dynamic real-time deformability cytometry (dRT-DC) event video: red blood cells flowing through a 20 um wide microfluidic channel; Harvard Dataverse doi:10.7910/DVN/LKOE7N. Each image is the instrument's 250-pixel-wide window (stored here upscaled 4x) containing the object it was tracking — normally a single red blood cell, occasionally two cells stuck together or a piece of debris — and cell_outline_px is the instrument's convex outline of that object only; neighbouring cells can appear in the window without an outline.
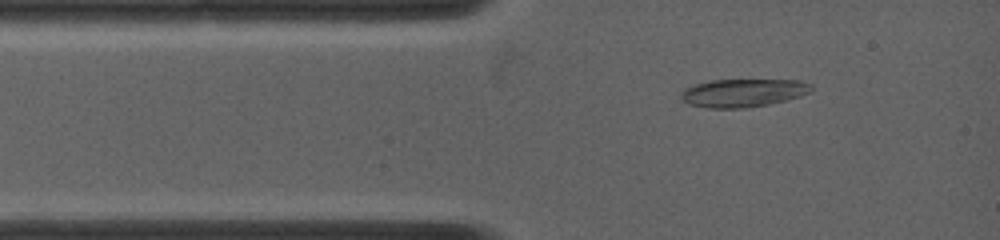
{"species": "common noctule bat (a hibernating species)", "species_latin": "Nyctalus noctula", "temperature_condition": "warm", "stored_images_in_passage": 70, "camera_frame_rate_fps": 5000, "um_per_image_px": 0.085, "animal": {"sex": "female", "body_mass_g": 19.0, "forearm_length_mm": 53.3}, "frame": {"image": 1, "passage_image": 2, "time_ms": 0.2, "image_size_px": [1000, 240], "cell_outline_px": [[812, 88], [808, 92], [800, 96], [768, 104], [744, 108], [708, 108], [688, 104], [680, 96], [688, 88], [696, 84], [708, 80], [796, 80], [808, 84]], "centroid_in_image_um": [63.13, 7.9], "position_along_channel_um": 21.9, "area_um2": 20.87}}
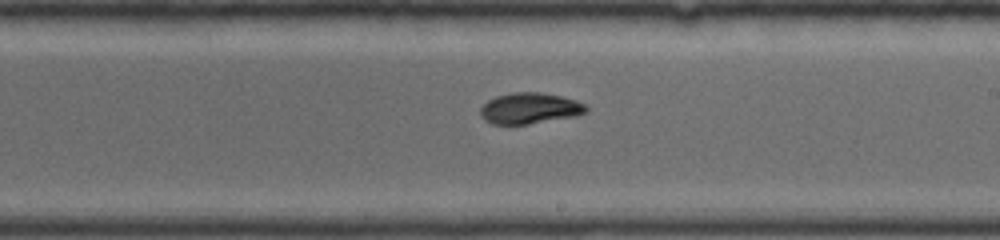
{"frame": {"image": 2, "passage_image": 32, "time_ms": 6.2, "image_size_px": [1000, 240], "cell_outline_px": [[588, 108], [584, 112], [576, 116], [528, 124], [492, 124], [484, 120], [480, 112], [480, 108], [488, 100], [496, 96], [512, 92], [540, 92], [560, 96], [576, 100], [584, 104]], "centroid_in_image_um": [45.0, 9.2], "position_along_channel_um": 244.0, "area_um2": 19.02}}
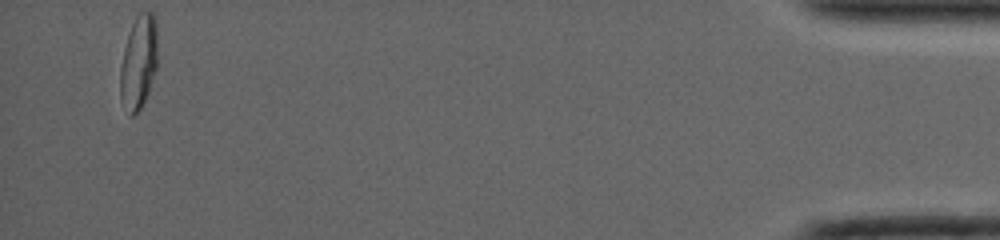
{"frame": {"image": 3, "passage_image": 70, "time_ms": 13.8, "image_size_px": [1000, 240], "cell_outline_px": [[156, 68], [148, 92], [140, 108], [132, 116], [120, 100], [120, 68], [124, 48], [132, 24], [136, 16], [140, 12], [152, 12], [156, 16]], "centroid_in_image_um": [11.77, 5.25], "position_along_channel_um": 423.4, "area_um2": 20.06}, "authors_computed_cell_mechanics": {"area_um2": 19.1029, "velocity_mm_per_s": 3.9693, "shape_relaxation_time_tau1_ms": 5.7166, "shape_relaxation_time_tau2_ms": 3.4801, "deformation_change_tau1": 0.201, "deformation_change_tau2": 0.0744}}